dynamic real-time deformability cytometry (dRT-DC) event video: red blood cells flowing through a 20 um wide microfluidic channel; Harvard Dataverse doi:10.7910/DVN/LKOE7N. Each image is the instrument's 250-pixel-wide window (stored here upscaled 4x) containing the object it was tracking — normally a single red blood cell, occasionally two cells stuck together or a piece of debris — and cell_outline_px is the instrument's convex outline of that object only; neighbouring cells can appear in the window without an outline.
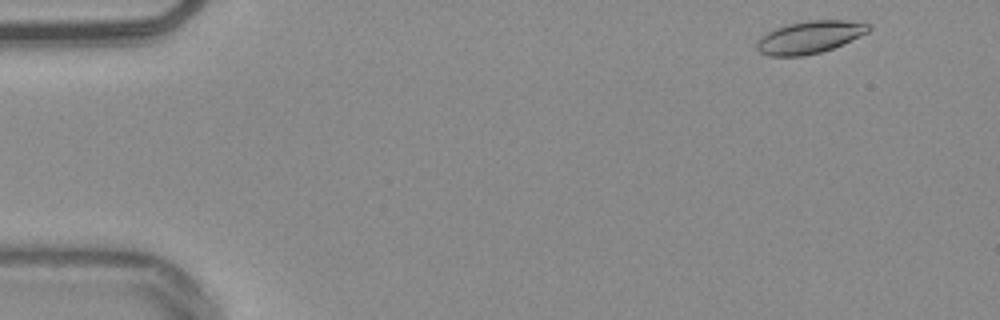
{"species": "common noctule bat (a hibernating species)", "species_latin": "Nyctalus noctula", "temperature_condition": "warm", "stored_images_in_passage": 51, "camera_frame_rate_fps": 3000, "um_per_image_px": 0.085, "animal": {"sex": "male", "body_mass_g": 20.4}, "frame": {"image": 1, "passage_image": 2, "time_ms": 0.333, "image_size_px": [1000, 320], "cell_outline_px": [[872, 28], [868, 32], [832, 48], [820, 52], [804, 56], [768, 56], [760, 52], [756, 48], [756, 40], [760, 36], [776, 28], [788, 24], [808, 20], [844, 20], [872, 24]], "centroid_in_image_um": [68.79, 3.16], "position_along_channel_um": 16.2, "area_um2": 21.1}}
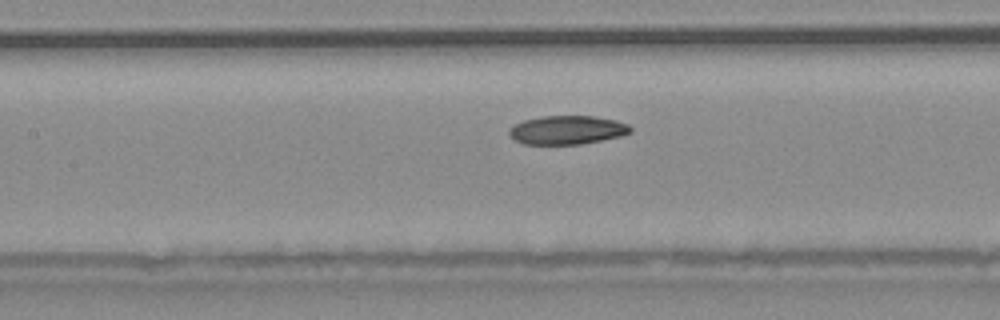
{"frame": {"image": 2, "passage_image": 22, "time_ms": 7.0, "image_size_px": [1000, 320], "cell_outline_px": [[632, 132], [620, 136], [580, 144], [524, 144], [516, 140], [508, 132], [516, 124], [524, 120], [544, 116], [592, 116], [616, 120], [628, 124], [632, 128]], "centroid_in_image_um": [48.25, 11.04], "position_along_channel_um": 159.1, "area_um2": 20.0}}
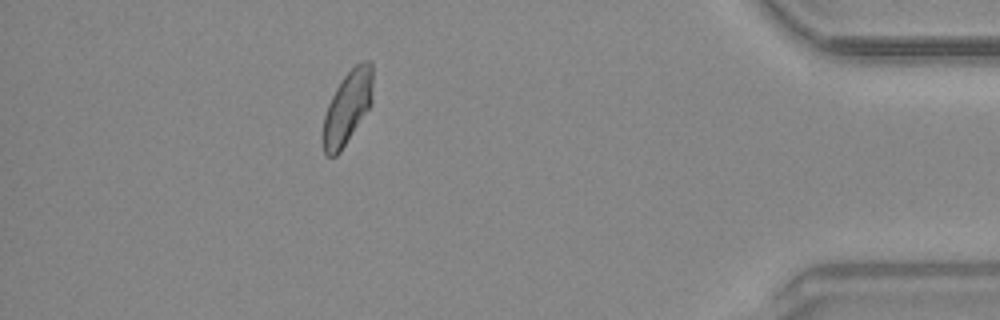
{"frame": {"image": 3, "passage_image": 45, "time_ms": 14.667, "image_size_px": [1000, 320], "cell_outline_px": [[372, 104], [340, 152], [336, 156], [328, 156], [324, 152], [324, 116], [328, 104], [340, 80], [356, 64], [364, 60], [368, 60], [372, 64]], "centroid_in_image_um": [29.55, 9.11], "position_along_channel_um": 405.6, "area_um2": 20.92}, "authors_computed_cell_mechanics": {"area_um2": 21.097, "velocity_mm_per_s": 3.8285, "shape_relaxation_time_tau1_ms": 5.3923, "shape_relaxation_time_tau2_ms": 5.2805, "deformation_change_tau1": 0.1194, "deformation_change_tau2": 0.1034}}